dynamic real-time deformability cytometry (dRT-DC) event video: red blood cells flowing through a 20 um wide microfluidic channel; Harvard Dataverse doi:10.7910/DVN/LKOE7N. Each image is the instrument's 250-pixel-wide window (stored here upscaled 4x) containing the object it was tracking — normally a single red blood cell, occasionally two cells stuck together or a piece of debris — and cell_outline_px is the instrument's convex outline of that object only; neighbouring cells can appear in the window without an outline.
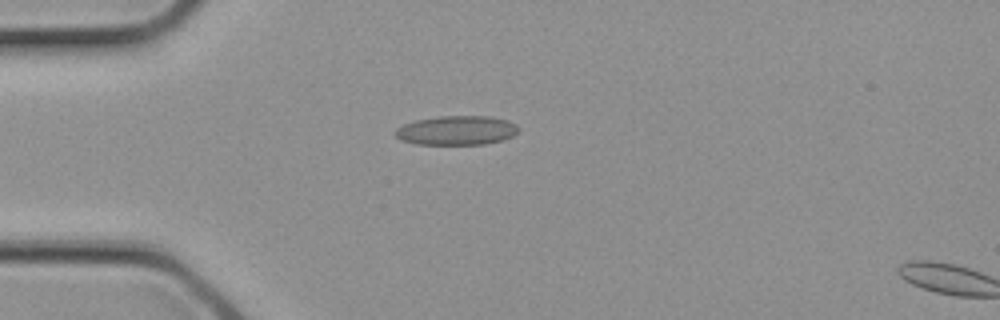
{"species": "common noctule bat (a hibernating species)", "species_latin": "Nyctalus noctula", "temperature_condition": "cold", "stored_images_in_passage": 4, "camera_frame_rate_fps": 3000, "um_per_image_px": 0.085, "animal": {"sex": "female", "body_mass_g": 21.9}, "frame": {"image": 1, "passage_image": 3, "time_ms": 0.667, "image_size_px": [1000, 320], "cell_outline_px": [[520, 128], [512, 136], [504, 140], [484, 144], [416, 144], [400, 140], [392, 132], [396, 128], [404, 124], [416, 120], [440, 116], [492, 116], [508, 120], [516, 124]], "centroid_in_image_um": [38.81, 11.08], "position_along_channel_um": 46.2, "area_um2": 21.15}}